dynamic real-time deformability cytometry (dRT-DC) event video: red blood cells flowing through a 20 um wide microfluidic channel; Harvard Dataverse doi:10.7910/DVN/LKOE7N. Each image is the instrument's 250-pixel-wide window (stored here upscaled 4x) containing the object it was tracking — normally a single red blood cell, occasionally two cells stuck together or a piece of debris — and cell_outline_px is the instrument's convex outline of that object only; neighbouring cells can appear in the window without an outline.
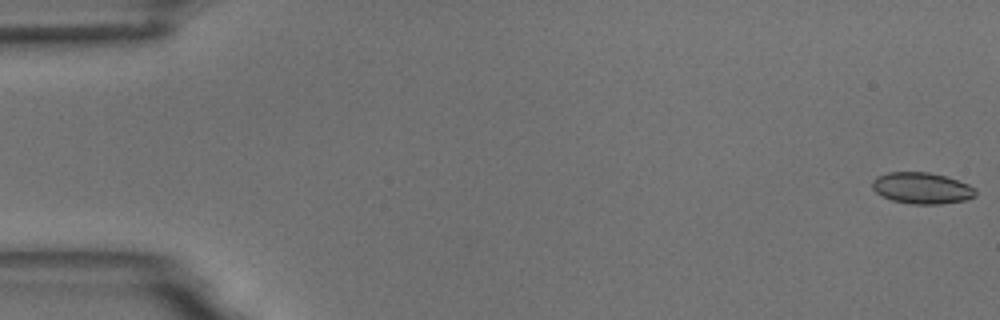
{"species": "common noctule bat (a hibernating species)", "species_latin": "Nyctalus noctula", "temperature_condition": "room temperature", "stored_images_in_passage": 11, "camera_frame_rate_fps": 3000, "um_per_image_px": 0.085, "animal": {"sex": "male", "body_mass_g": 18.8}, "frame": {"image": 1, "passage_image": 1, "time_ms": 0.0, "image_size_px": [1000, 320], "cell_outline_px": [[976, 196], [964, 200], [940, 204], [912, 204], [892, 200], [876, 192], [872, 188], [872, 180], [876, 176], [888, 172], [928, 172], [944, 176], [968, 184], [976, 188]], "centroid_in_image_um": [78.35, 15.99], "position_along_channel_um": 6.7, "area_um2": 18.79}}